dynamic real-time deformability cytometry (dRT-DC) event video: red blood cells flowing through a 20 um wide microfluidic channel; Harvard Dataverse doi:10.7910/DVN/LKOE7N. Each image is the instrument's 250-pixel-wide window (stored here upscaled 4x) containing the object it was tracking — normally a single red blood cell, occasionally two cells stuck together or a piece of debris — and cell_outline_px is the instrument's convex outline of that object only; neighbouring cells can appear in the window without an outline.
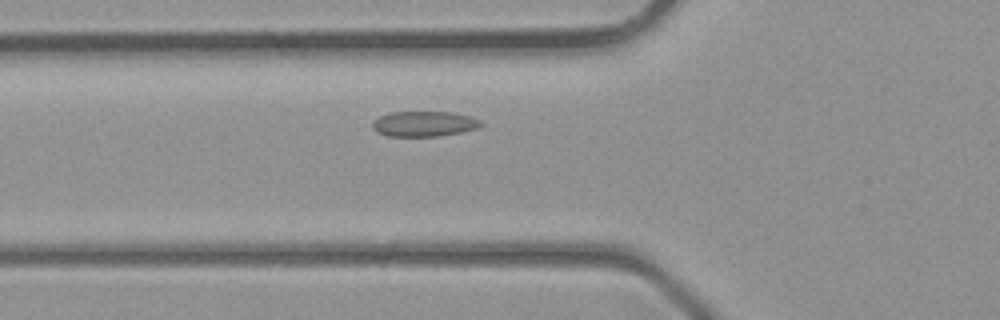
{"species": "common noctule bat (a hibernating species)", "species_latin": "Nyctalus noctula", "temperature_condition": "room temperature", "stored_images_in_passage": 28, "camera_frame_rate_fps": 3000, "um_per_image_px": 0.085, "animal": {"sex": "male", "body_mass_g": 23.1, "forearm_length_mm": 52.7}, "frame": {"image": 1, "passage_image": 3, "time_ms": 0.667, "image_size_px": [1000, 320], "cell_outline_px": [[484, 124], [476, 128], [460, 132], [436, 136], [388, 136], [376, 132], [372, 128], [372, 120], [388, 112], [452, 112], [468, 116], [480, 120]], "centroid_in_image_um": [35.99, 10.52], "position_along_channel_um": 89.8, "area_um2": 15.95}}
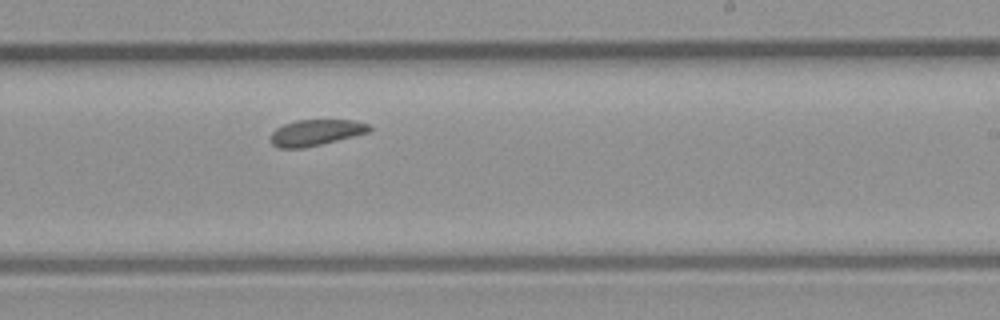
{"frame": {"image": 2, "passage_image": 13, "time_ms": 4.0, "image_size_px": [1000, 320], "cell_outline_px": [[372, 132], [304, 148], [276, 148], [272, 144], [272, 132], [276, 128], [284, 124], [296, 120], [352, 120], [368, 124], [372, 128]], "centroid_in_image_um": [26.87, 11.27], "position_along_channel_um": 262.1, "area_um2": 15.03}}
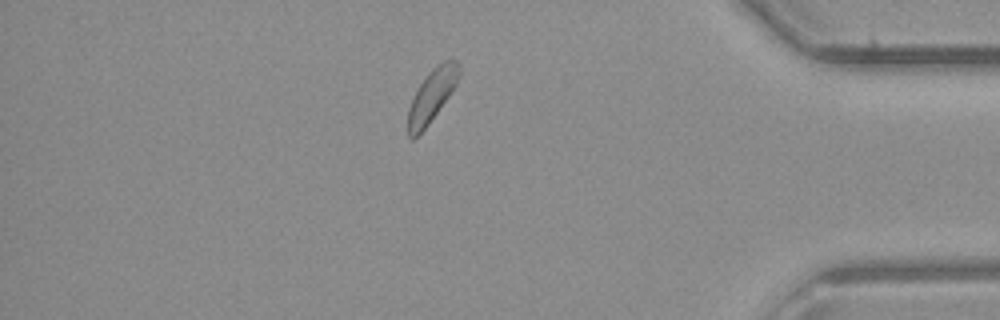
{"frame": {"image": 3, "passage_image": 23, "time_ms": 7.333, "image_size_px": [1000, 320], "cell_outline_px": [[460, 76], [456, 84], [448, 96], [428, 124], [412, 140], [408, 136], [408, 108], [420, 84], [428, 72], [436, 64], [452, 56], [460, 64]], "centroid_in_image_um": [36.73, 8.04], "position_along_channel_um": 398.5, "area_um2": 15.49}}